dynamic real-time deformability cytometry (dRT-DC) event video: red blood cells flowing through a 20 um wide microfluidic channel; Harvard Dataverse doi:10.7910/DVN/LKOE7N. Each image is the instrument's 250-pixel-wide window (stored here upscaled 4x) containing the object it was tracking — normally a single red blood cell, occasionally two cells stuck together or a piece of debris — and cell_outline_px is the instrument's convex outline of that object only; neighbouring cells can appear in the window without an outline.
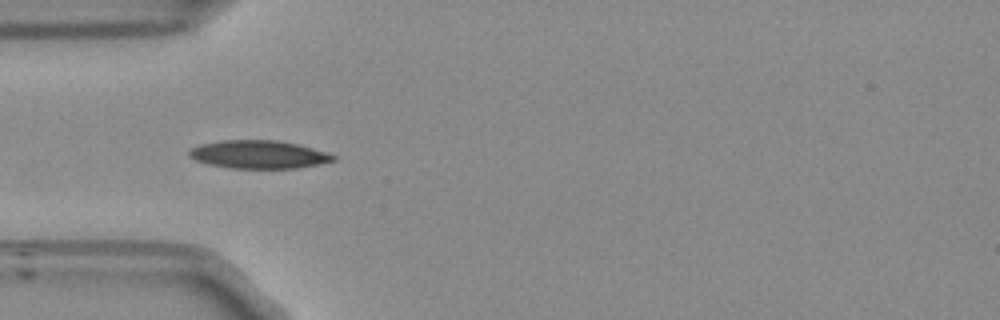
{"species": "Egyptian fruit bat (a non-hibernating species)", "species_latin": "Rousettus aegyptiacus", "temperature_condition": "room temperature", "stored_images_in_passage": 45, "camera_frame_rate_fps": 3000, "um_per_image_px": 0.085, "frame": {"image": 1, "passage_image": 14, "time_ms": 4.333, "image_size_px": [1000, 320], "cell_outline_px": [[336, 160], [296, 168], [232, 168], [208, 164], [196, 160], [188, 156], [188, 152], [192, 148], [200, 144], [224, 140], [276, 140], [296, 144], [324, 152], [336, 156]], "centroid_in_image_um": [21.93, 13.13], "position_along_channel_um": 63.1, "area_um2": 23.24}}
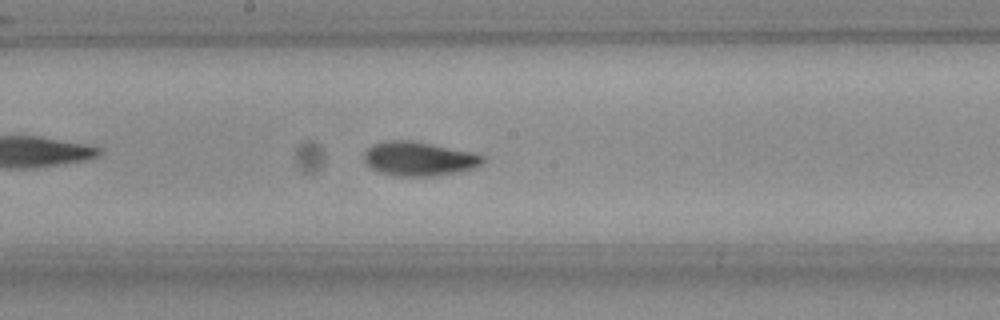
{"frame": {"image": 2, "passage_image": 26, "time_ms": 8.333, "image_size_px": [1000, 320], "cell_outline_px": [[484, 160], [480, 164], [472, 168], [456, 172], [432, 176], [396, 176], [380, 172], [372, 168], [364, 160], [364, 152], [372, 144], [384, 140], [412, 140], [432, 144], [468, 152], [484, 156]], "centroid_in_image_um": [35.54, 13.48], "position_along_channel_um": 212.7, "area_um2": 23.29}, "authors_computed_cell_mechanics": {"area_um2": 22.5998, "velocity_mm_per_s": 3.7346, "shape_relaxation_time_tau1_ms": 3.4791, "shape_relaxation_time_tau2_ms": 1.8741, "deformation_change_tau1": 0.1418, "deformation_change_tau2": 0.0496}}